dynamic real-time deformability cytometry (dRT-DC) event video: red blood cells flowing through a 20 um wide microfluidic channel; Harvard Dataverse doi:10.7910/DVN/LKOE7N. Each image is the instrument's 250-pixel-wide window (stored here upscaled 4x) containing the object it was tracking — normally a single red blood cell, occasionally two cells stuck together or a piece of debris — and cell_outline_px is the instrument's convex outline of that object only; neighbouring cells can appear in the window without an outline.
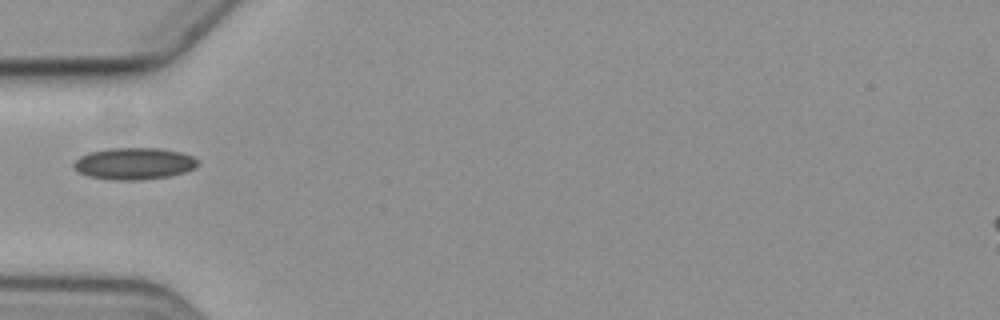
{"species": "common noctule bat (a hibernating species)", "species_latin": "Nyctalus noctula", "temperature_condition": "cold", "stored_images_in_passage": 2, "camera_frame_rate_fps": 3000, "um_per_image_px": 0.085, "animal": {"sex": "female", "body_mass_g": 19.3, "forearm_length_mm": 54.1}, "frame": {"image": 1, "passage_image": 2, "time_ms": 1.667, "image_size_px": [1000, 320], "cell_outline_px": [[200, 164], [196, 168], [184, 172], [168, 176], [140, 180], [112, 180], [88, 176], [72, 168], [72, 164], [80, 156], [88, 152], [108, 148], [160, 148], [180, 152], [192, 156], [200, 160]], "centroid_in_image_um": [11.4, 13.9], "position_along_channel_um": 73.6, "area_um2": 23.24}}